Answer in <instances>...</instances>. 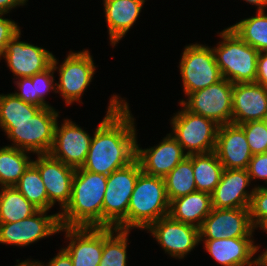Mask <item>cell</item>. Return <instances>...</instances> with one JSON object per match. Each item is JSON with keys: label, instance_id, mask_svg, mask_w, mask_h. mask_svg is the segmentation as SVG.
Listing matches in <instances>:
<instances>
[{"label": "cell", "instance_id": "obj_1", "mask_svg": "<svg viewBox=\"0 0 267 266\" xmlns=\"http://www.w3.org/2000/svg\"><path fill=\"white\" fill-rule=\"evenodd\" d=\"M106 112L81 168L109 176L135 160L137 134L129 105L120 96L113 94Z\"/></svg>", "mask_w": 267, "mask_h": 266}, {"label": "cell", "instance_id": "obj_2", "mask_svg": "<svg viewBox=\"0 0 267 266\" xmlns=\"http://www.w3.org/2000/svg\"><path fill=\"white\" fill-rule=\"evenodd\" d=\"M107 176L75 169L71 198L60 212L63 227H103V199Z\"/></svg>", "mask_w": 267, "mask_h": 266}, {"label": "cell", "instance_id": "obj_3", "mask_svg": "<svg viewBox=\"0 0 267 266\" xmlns=\"http://www.w3.org/2000/svg\"><path fill=\"white\" fill-rule=\"evenodd\" d=\"M169 208L164 178L141 172L130 197L127 217L116 228L145 230L160 218L168 216Z\"/></svg>", "mask_w": 267, "mask_h": 266}, {"label": "cell", "instance_id": "obj_4", "mask_svg": "<svg viewBox=\"0 0 267 266\" xmlns=\"http://www.w3.org/2000/svg\"><path fill=\"white\" fill-rule=\"evenodd\" d=\"M222 41L212 47L221 75L231 83L255 82L259 51L229 27L219 33Z\"/></svg>", "mask_w": 267, "mask_h": 266}, {"label": "cell", "instance_id": "obj_5", "mask_svg": "<svg viewBox=\"0 0 267 266\" xmlns=\"http://www.w3.org/2000/svg\"><path fill=\"white\" fill-rule=\"evenodd\" d=\"M59 112L53 107L41 108L33 117L23 122H0L2 131L13 143L8 146L33 154H49Z\"/></svg>", "mask_w": 267, "mask_h": 266}, {"label": "cell", "instance_id": "obj_6", "mask_svg": "<svg viewBox=\"0 0 267 266\" xmlns=\"http://www.w3.org/2000/svg\"><path fill=\"white\" fill-rule=\"evenodd\" d=\"M183 108L170 120L172 136L181 144L186 154H204L215 150L219 126L215 121Z\"/></svg>", "mask_w": 267, "mask_h": 266}, {"label": "cell", "instance_id": "obj_7", "mask_svg": "<svg viewBox=\"0 0 267 266\" xmlns=\"http://www.w3.org/2000/svg\"><path fill=\"white\" fill-rule=\"evenodd\" d=\"M57 58L53 55L52 67L54 71L59 72V81L56 82V93H60L65 100L66 105L81 102L83 92L88 88L95 75L96 66L89 50H81L78 52L70 51L62 62L57 66Z\"/></svg>", "mask_w": 267, "mask_h": 266}, {"label": "cell", "instance_id": "obj_8", "mask_svg": "<svg viewBox=\"0 0 267 266\" xmlns=\"http://www.w3.org/2000/svg\"><path fill=\"white\" fill-rule=\"evenodd\" d=\"M141 172L140 164L135 159L128 166L107 176L103 199V227L116 228L127 217L130 197Z\"/></svg>", "mask_w": 267, "mask_h": 266}, {"label": "cell", "instance_id": "obj_9", "mask_svg": "<svg viewBox=\"0 0 267 266\" xmlns=\"http://www.w3.org/2000/svg\"><path fill=\"white\" fill-rule=\"evenodd\" d=\"M179 63L185 96L223 78L209 46L198 43L185 46Z\"/></svg>", "mask_w": 267, "mask_h": 266}, {"label": "cell", "instance_id": "obj_10", "mask_svg": "<svg viewBox=\"0 0 267 266\" xmlns=\"http://www.w3.org/2000/svg\"><path fill=\"white\" fill-rule=\"evenodd\" d=\"M233 83L225 78L190 93L180 103L191 113L215 121L218 125L231 124Z\"/></svg>", "mask_w": 267, "mask_h": 266}, {"label": "cell", "instance_id": "obj_11", "mask_svg": "<svg viewBox=\"0 0 267 266\" xmlns=\"http://www.w3.org/2000/svg\"><path fill=\"white\" fill-rule=\"evenodd\" d=\"M46 214L47 210H38L26 219L0 223V243L26 247L61 232L59 213Z\"/></svg>", "mask_w": 267, "mask_h": 266}, {"label": "cell", "instance_id": "obj_12", "mask_svg": "<svg viewBox=\"0 0 267 266\" xmlns=\"http://www.w3.org/2000/svg\"><path fill=\"white\" fill-rule=\"evenodd\" d=\"M165 253L183 259L200 243L199 228L173 220L169 215L152 223L147 229Z\"/></svg>", "mask_w": 267, "mask_h": 266}, {"label": "cell", "instance_id": "obj_13", "mask_svg": "<svg viewBox=\"0 0 267 266\" xmlns=\"http://www.w3.org/2000/svg\"><path fill=\"white\" fill-rule=\"evenodd\" d=\"M249 208H213L199 227L200 240L253 237Z\"/></svg>", "mask_w": 267, "mask_h": 266}, {"label": "cell", "instance_id": "obj_14", "mask_svg": "<svg viewBox=\"0 0 267 266\" xmlns=\"http://www.w3.org/2000/svg\"><path fill=\"white\" fill-rule=\"evenodd\" d=\"M21 30L17 32L8 42L6 50L1 58L7 63V67L11 70L14 79L20 77H31L41 73L51 66L53 54L52 52L20 41Z\"/></svg>", "mask_w": 267, "mask_h": 266}, {"label": "cell", "instance_id": "obj_15", "mask_svg": "<svg viewBox=\"0 0 267 266\" xmlns=\"http://www.w3.org/2000/svg\"><path fill=\"white\" fill-rule=\"evenodd\" d=\"M32 163L38 168L48 195V211L56 202L62 211L70 201L75 168L64 164L50 154H37Z\"/></svg>", "mask_w": 267, "mask_h": 266}, {"label": "cell", "instance_id": "obj_16", "mask_svg": "<svg viewBox=\"0 0 267 266\" xmlns=\"http://www.w3.org/2000/svg\"><path fill=\"white\" fill-rule=\"evenodd\" d=\"M60 126L58 121L54 131V142L49 154L75 169L81 168L86 160L92 137L79 125L64 119Z\"/></svg>", "mask_w": 267, "mask_h": 266}, {"label": "cell", "instance_id": "obj_17", "mask_svg": "<svg viewBox=\"0 0 267 266\" xmlns=\"http://www.w3.org/2000/svg\"><path fill=\"white\" fill-rule=\"evenodd\" d=\"M188 155L186 151L171 133L167 134L162 141L154 147L142 149L136 140V157L141 171L151 175L164 178Z\"/></svg>", "mask_w": 267, "mask_h": 266}, {"label": "cell", "instance_id": "obj_18", "mask_svg": "<svg viewBox=\"0 0 267 266\" xmlns=\"http://www.w3.org/2000/svg\"><path fill=\"white\" fill-rule=\"evenodd\" d=\"M73 266H99L103 252V227H63Z\"/></svg>", "mask_w": 267, "mask_h": 266}, {"label": "cell", "instance_id": "obj_19", "mask_svg": "<svg viewBox=\"0 0 267 266\" xmlns=\"http://www.w3.org/2000/svg\"><path fill=\"white\" fill-rule=\"evenodd\" d=\"M267 116V87L256 82L233 84L232 124L263 120Z\"/></svg>", "mask_w": 267, "mask_h": 266}, {"label": "cell", "instance_id": "obj_20", "mask_svg": "<svg viewBox=\"0 0 267 266\" xmlns=\"http://www.w3.org/2000/svg\"><path fill=\"white\" fill-rule=\"evenodd\" d=\"M251 184L247 169H224L221 180L211 193L212 207L249 208L252 191L246 190Z\"/></svg>", "mask_w": 267, "mask_h": 266}, {"label": "cell", "instance_id": "obj_21", "mask_svg": "<svg viewBox=\"0 0 267 266\" xmlns=\"http://www.w3.org/2000/svg\"><path fill=\"white\" fill-rule=\"evenodd\" d=\"M214 152L224 169H247L253 156L244 130L232 123L219 126Z\"/></svg>", "mask_w": 267, "mask_h": 266}, {"label": "cell", "instance_id": "obj_22", "mask_svg": "<svg viewBox=\"0 0 267 266\" xmlns=\"http://www.w3.org/2000/svg\"><path fill=\"white\" fill-rule=\"evenodd\" d=\"M252 237L223 238L204 241V247L212 258L222 266H257L260 246L254 244ZM254 259V260H252Z\"/></svg>", "mask_w": 267, "mask_h": 266}, {"label": "cell", "instance_id": "obj_23", "mask_svg": "<svg viewBox=\"0 0 267 266\" xmlns=\"http://www.w3.org/2000/svg\"><path fill=\"white\" fill-rule=\"evenodd\" d=\"M145 0H103L109 40L115 46L140 15Z\"/></svg>", "mask_w": 267, "mask_h": 266}, {"label": "cell", "instance_id": "obj_24", "mask_svg": "<svg viewBox=\"0 0 267 266\" xmlns=\"http://www.w3.org/2000/svg\"><path fill=\"white\" fill-rule=\"evenodd\" d=\"M212 209L211 194L196 191L172 200L169 216L173 220L199 228Z\"/></svg>", "mask_w": 267, "mask_h": 266}, {"label": "cell", "instance_id": "obj_25", "mask_svg": "<svg viewBox=\"0 0 267 266\" xmlns=\"http://www.w3.org/2000/svg\"><path fill=\"white\" fill-rule=\"evenodd\" d=\"M192 167L197 191L211 194L224 171L216 153L192 154Z\"/></svg>", "mask_w": 267, "mask_h": 266}, {"label": "cell", "instance_id": "obj_26", "mask_svg": "<svg viewBox=\"0 0 267 266\" xmlns=\"http://www.w3.org/2000/svg\"><path fill=\"white\" fill-rule=\"evenodd\" d=\"M30 152L12 146L0 148V187L14 186L32 163Z\"/></svg>", "mask_w": 267, "mask_h": 266}, {"label": "cell", "instance_id": "obj_27", "mask_svg": "<svg viewBox=\"0 0 267 266\" xmlns=\"http://www.w3.org/2000/svg\"><path fill=\"white\" fill-rule=\"evenodd\" d=\"M38 210L14 186L0 187V223L26 219Z\"/></svg>", "mask_w": 267, "mask_h": 266}, {"label": "cell", "instance_id": "obj_28", "mask_svg": "<svg viewBox=\"0 0 267 266\" xmlns=\"http://www.w3.org/2000/svg\"><path fill=\"white\" fill-rule=\"evenodd\" d=\"M129 233L130 230L103 227V252L99 266H127Z\"/></svg>", "mask_w": 267, "mask_h": 266}, {"label": "cell", "instance_id": "obj_29", "mask_svg": "<svg viewBox=\"0 0 267 266\" xmlns=\"http://www.w3.org/2000/svg\"><path fill=\"white\" fill-rule=\"evenodd\" d=\"M169 201L197 191L194 180L192 155L187 156L164 177Z\"/></svg>", "mask_w": 267, "mask_h": 266}, {"label": "cell", "instance_id": "obj_30", "mask_svg": "<svg viewBox=\"0 0 267 266\" xmlns=\"http://www.w3.org/2000/svg\"><path fill=\"white\" fill-rule=\"evenodd\" d=\"M257 11L255 16L243 19L230 26L244 42L258 50L267 52V14Z\"/></svg>", "mask_w": 267, "mask_h": 266}, {"label": "cell", "instance_id": "obj_31", "mask_svg": "<svg viewBox=\"0 0 267 266\" xmlns=\"http://www.w3.org/2000/svg\"><path fill=\"white\" fill-rule=\"evenodd\" d=\"M14 187L39 210L48 211V195L38 168L31 163Z\"/></svg>", "mask_w": 267, "mask_h": 266}, {"label": "cell", "instance_id": "obj_32", "mask_svg": "<svg viewBox=\"0 0 267 266\" xmlns=\"http://www.w3.org/2000/svg\"><path fill=\"white\" fill-rule=\"evenodd\" d=\"M42 107L24 102L14 93L0 94V122H23L33 117Z\"/></svg>", "mask_w": 267, "mask_h": 266}, {"label": "cell", "instance_id": "obj_33", "mask_svg": "<svg viewBox=\"0 0 267 266\" xmlns=\"http://www.w3.org/2000/svg\"><path fill=\"white\" fill-rule=\"evenodd\" d=\"M239 126L245 132L253 155L267 152V129L263 120L249 121Z\"/></svg>", "mask_w": 267, "mask_h": 266}, {"label": "cell", "instance_id": "obj_34", "mask_svg": "<svg viewBox=\"0 0 267 266\" xmlns=\"http://www.w3.org/2000/svg\"><path fill=\"white\" fill-rule=\"evenodd\" d=\"M249 214L250 220L255 229L259 228L267 220V187L254 186Z\"/></svg>", "mask_w": 267, "mask_h": 266}, {"label": "cell", "instance_id": "obj_35", "mask_svg": "<svg viewBox=\"0 0 267 266\" xmlns=\"http://www.w3.org/2000/svg\"><path fill=\"white\" fill-rule=\"evenodd\" d=\"M54 69L52 65L45 71L31 76L34 96H38L44 103L45 95L54 91L56 93V82H54Z\"/></svg>", "mask_w": 267, "mask_h": 266}, {"label": "cell", "instance_id": "obj_36", "mask_svg": "<svg viewBox=\"0 0 267 266\" xmlns=\"http://www.w3.org/2000/svg\"><path fill=\"white\" fill-rule=\"evenodd\" d=\"M15 80L17 81H14V84L17 85V91L19 92L16 91L14 94L18 98L22 99L24 102H28L42 108L50 106L48 102L44 103L38 96H34L32 79L30 77H20Z\"/></svg>", "mask_w": 267, "mask_h": 266}, {"label": "cell", "instance_id": "obj_37", "mask_svg": "<svg viewBox=\"0 0 267 266\" xmlns=\"http://www.w3.org/2000/svg\"><path fill=\"white\" fill-rule=\"evenodd\" d=\"M251 181L263 179L267 184V152L254 154L247 167Z\"/></svg>", "mask_w": 267, "mask_h": 266}, {"label": "cell", "instance_id": "obj_38", "mask_svg": "<svg viewBox=\"0 0 267 266\" xmlns=\"http://www.w3.org/2000/svg\"><path fill=\"white\" fill-rule=\"evenodd\" d=\"M5 14L0 13V57L6 50L10 39L21 29L14 20L3 17Z\"/></svg>", "mask_w": 267, "mask_h": 266}, {"label": "cell", "instance_id": "obj_39", "mask_svg": "<svg viewBox=\"0 0 267 266\" xmlns=\"http://www.w3.org/2000/svg\"><path fill=\"white\" fill-rule=\"evenodd\" d=\"M255 82L267 87V52H259L258 54Z\"/></svg>", "mask_w": 267, "mask_h": 266}, {"label": "cell", "instance_id": "obj_40", "mask_svg": "<svg viewBox=\"0 0 267 266\" xmlns=\"http://www.w3.org/2000/svg\"><path fill=\"white\" fill-rule=\"evenodd\" d=\"M42 266H73L71 257L69 254L61 247V250L53 257L47 264L40 262Z\"/></svg>", "mask_w": 267, "mask_h": 266}, {"label": "cell", "instance_id": "obj_41", "mask_svg": "<svg viewBox=\"0 0 267 266\" xmlns=\"http://www.w3.org/2000/svg\"><path fill=\"white\" fill-rule=\"evenodd\" d=\"M28 0H0V13L1 14H7L12 9L24 6Z\"/></svg>", "mask_w": 267, "mask_h": 266}, {"label": "cell", "instance_id": "obj_42", "mask_svg": "<svg viewBox=\"0 0 267 266\" xmlns=\"http://www.w3.org/2000/svg\"><path fill=\"white\" fill-rule=\"evenodd\" d=\"M245 2L256 5L257 11H265V7L267 8V0H244Z\"/></svg>", "mask_w": 267, "mask_h": 266}, {"label": "cell", "instance_id": "obj_43", "mask_svg": "<svg viewBox=\"0 0 267 266\" xmlns=\"http://www.w3.org/2000/svg\"><path fill=\"white\" fill-rule=\"evenodd\" d=\"M257 266H267V249L257 258Z\"/></svg>", "mask_w": 267, "mask_h": 266}, {"label": "cell", "instance_id": "obj_44", "mask_svg": "<svg viewBox=\"0 0 267 266\" xmlns=\"http://www.w3.org/2000/svg\"><path fill=\"white\" fill-rule=\"evenodd\" d=\"M15 266H42V264L40 263L39 260L38 261H36V260L32 261V260L27 259L25 261L18 263Z\"/></svg>", "mask_w": 267, "mask_h": 266}, {"label": "cell", "instance_id": "obj_45", "mask_svg": "<svg viewBox=\"0 0 267 266\" xmlns=\"http://www.w3.org/2000/svg\"><path fill=\"white\" fill-rule=\"evenodd\" d=\"M259 228L267 233V220Z\"/></svg>", "mask_w": 267, "mask_h": 266}, {"label": "cell", "instance_id": "obj_46", "mask_svg": "<svg viewBox=\"0 0 267 266\" xmlns=\"http://www.w3.org/2000/svg\"><path fill=\"white\" fill-rule=\"evenodd\" d=\"M263 121H264V124H265L266 129H267V116L263 119Z\"/></svg>", "mask_w": 267, "mask_h": 266}]
</instances>
